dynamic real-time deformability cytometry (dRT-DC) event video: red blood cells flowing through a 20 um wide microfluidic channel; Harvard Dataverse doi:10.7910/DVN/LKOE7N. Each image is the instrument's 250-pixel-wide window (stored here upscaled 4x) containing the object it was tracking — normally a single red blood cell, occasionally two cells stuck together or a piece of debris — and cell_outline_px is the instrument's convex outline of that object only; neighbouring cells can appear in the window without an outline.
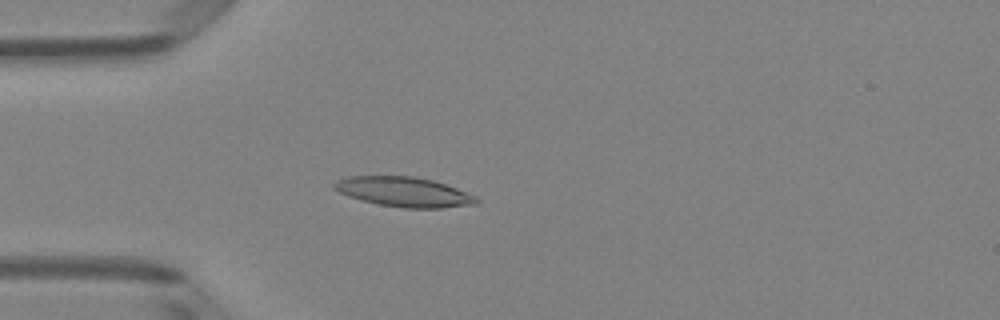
{"species": "Egyptian fruit bat (a non-hibernating species)", "species_latin": "Rousettus aegyptiacus", "temperature_condition": "room temperature", "stored_images_in_passage": 50, "camera_frame_rate_fps": 3000, "um_per_image_px": 0.085, "animal": {"sex": "female"}, "frame": {"image": 1, "passage_image": 14, "time_ms": 4.333, "image_size_px": [1000, 320], "cell_outline_px": [[480, 200], [476, 204], [444, 208], [404, 208], [380, 204], [360, 200], [348, 196], [332, 188], [332, 184], [336, 180], [348, 176], [412, 176], [432, 180], [468, 192], [476, 196]], "centroid_in_image_um": [34.33, 16.31], "position_along_channel_um": 50.7, "area_um2": 24.74}}
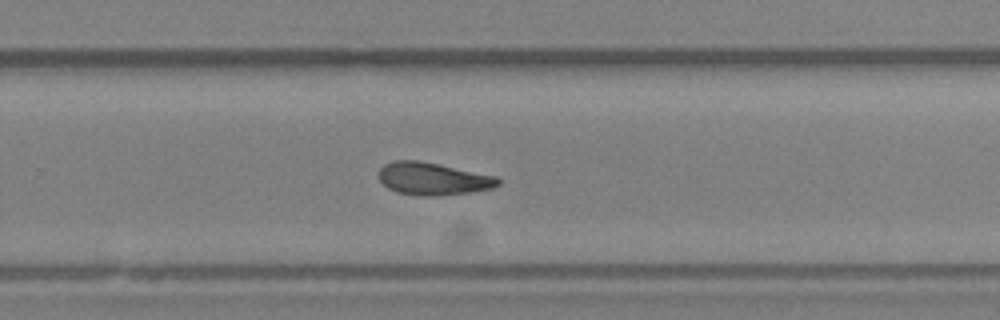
{"frame": {"image": 2, "passage_image": 33, "time_ms": 10.667, "image_size_px": [1000, 320], "cell_outline_px": [[500, 184], [492, 188], [468, 192], [440, 196], [420, 196], [396, 192], [388, 188], [380, 180], [380, 168], [384, 164], [392, 160], [416, 160], [496, 176], [500, 180]], "centroid_in_image_um": [36.78, 15.2], "position_along_channel_um": 293.0, "area_um2": 22.37}}
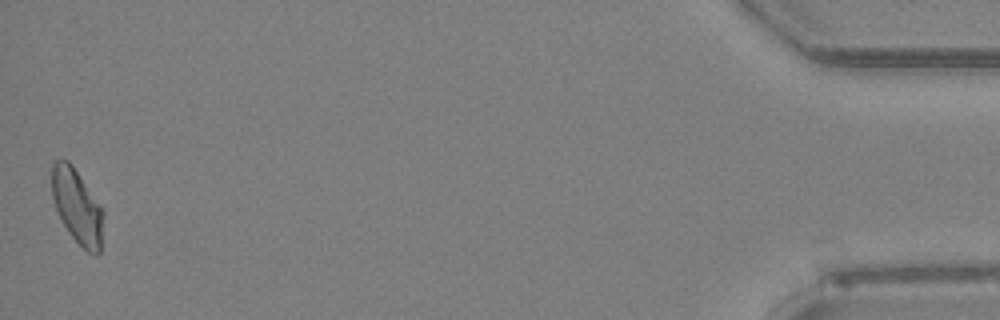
{"frame": {"image": 3, "passage_image": 50, "time_ms": 16.333, "image_size_px": [1000, 320], "cell_outline_px": [[104, 212], [100, 252], [96, 256], [88, 252], [68, 232], [60, 220], [52, 196], [52, 164], [56, 160], [68, 160], [72, 164], [100, 204]], "centroid_in_image_um": [6.56, 17.55], "position_along_channel_um": 428.6, "area_um2": 22.31}, "authors_computed_cell_mechanics": {"area_um2": 22.8888, "velocity_mm_per_s": 4.0059, "shape_relaxation_time_tau1_ms": null, "shape_relaxation_time_tau2_ms": 3.5126, "deformation_change_tau1": null, "deformation_change_tau2": 0.1182}}